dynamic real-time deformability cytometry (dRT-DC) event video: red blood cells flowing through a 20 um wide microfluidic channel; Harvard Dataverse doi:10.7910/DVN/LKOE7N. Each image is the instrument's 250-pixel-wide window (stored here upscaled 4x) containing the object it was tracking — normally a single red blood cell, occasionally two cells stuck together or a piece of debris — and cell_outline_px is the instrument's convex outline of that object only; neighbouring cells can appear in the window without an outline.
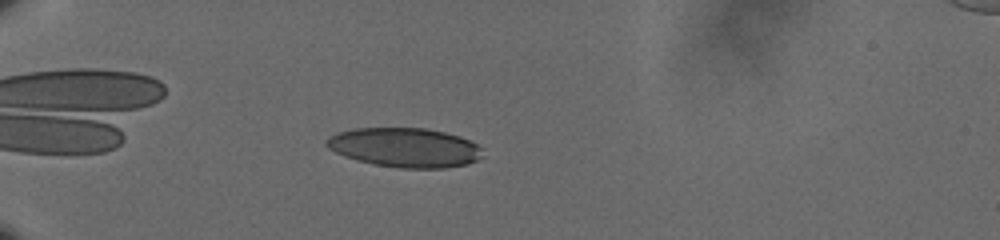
{"species": "human", "species_latin": "Homo sapiens", "temperature_condition": "cold", "stored_images_in_passage": 46, "camera_frame_rate_fps": 3000, "um_per_image_px": 0.085, "donor": {"sex": "male"}, "frame": {"image": 1, "passage_image": 6, "time_ms": 1.667, "image_size_px": [1000, 240], "cell_outline_px": [[484, 156], [468, 164], [444, 168], [400, 168], [372, 164], [356, 160], [344, 156], [328, 148], [324, 144], [324, 140], [328, 136], [336, 132], [352, 128], [424, 128], [444, 132], [460, 136], [476, 144], [480, 148]], "centroid_in_image_um": [34.36, 12.54], "position_along_channel_um": 50.6, "area_um2": 36.07}}
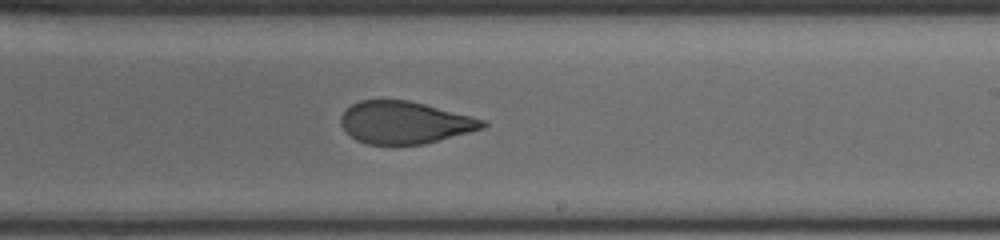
{"frame": {"image": 2, "passage_image": 26, "time_ms": 8.333, "image_size_px": [1000, 240], "cell_outline_px": [[488, 124], [484, 128], [424, 144], [368, 144], [356, 140], [340, 124], [340, 116], [352, 104], [360, 100], [408, 100], [472, 116], [484, 120]], "centroid_in_image_um": [34.4, 10.41], "position_along_channel_um": 254.6, "area_um2": 34.62}}
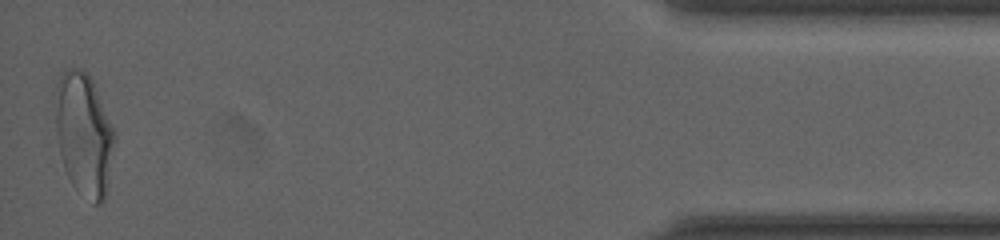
{"frame": {"image": 3, "passage_image": 46, "time_ms": 15.0, "image_size_px": [1000, 240], "cell_outline_px": [[116, 140], [104, 200], [100, 204], [96, 204], [76, 188], [72, 184], [64, 168], [60, 156], [56, 132], [56, 112], [60, 76], [68, 68], [72, 68], [84, 72], [92, 80], [116, 132]], "centroid_in_image_um": [7.17, 11.45], "position_along_channel_um": 428.0, "area_um2": 41.5}, "authors_computed_cell_mechanics": {"area_um2": 36.5585, "velocity_mm_per_s": 3.6111, "shape_relaxation_time_tau1_ms": 10.4417, "shape_relaxation_time_tau2_ms": 1.4169, "deformation_change_tau1": 0.2457, "deformation_change_tau2": 0.0801}}